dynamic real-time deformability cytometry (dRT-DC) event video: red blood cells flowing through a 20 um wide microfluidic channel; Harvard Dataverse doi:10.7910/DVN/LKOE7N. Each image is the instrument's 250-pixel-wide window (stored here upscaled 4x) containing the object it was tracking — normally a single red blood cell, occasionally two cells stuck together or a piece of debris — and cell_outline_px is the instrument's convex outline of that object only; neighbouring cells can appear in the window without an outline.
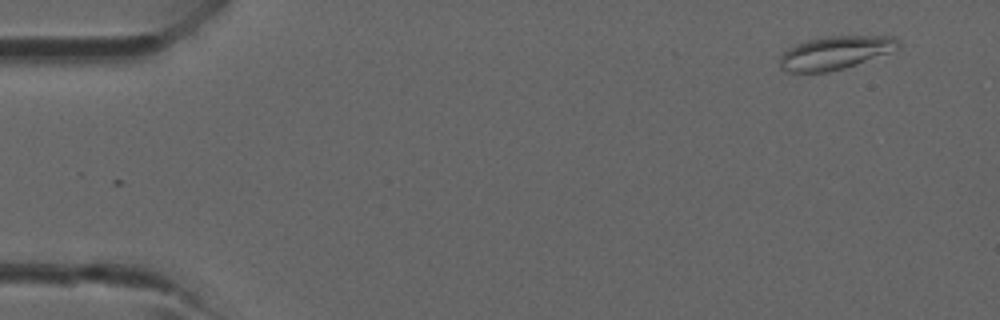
{"species": "common noctule bat (a hibernating species)", "species_latin": "Nyctalus noctula", "temperature_condition": "room temperature", "stored_images_in_passage": 5, "camera_frame_rate_fps": 3000, "um_per_image_px": 0.085, "animal": {"sex": "male", "forearm_length_mm": 52.5}, "frame": {"image": 1, "passage_image": 1, "time_ms": 0.0, "image_size_px": [1000, 320], "cell_outline_px": [[900, 44], [896, 48], [888, 52], [856, 64], [844, 68], [828, 72], [784, 72], [780, 68], [780, 56], [788, 48], [796, 44], [808, 40], [828, 36], [896, 36], [900, 40]], "centroid_in_image_um": [70.96, 4.48], "position_along_channel_um": 14.0, "area_um2": 22.77}}
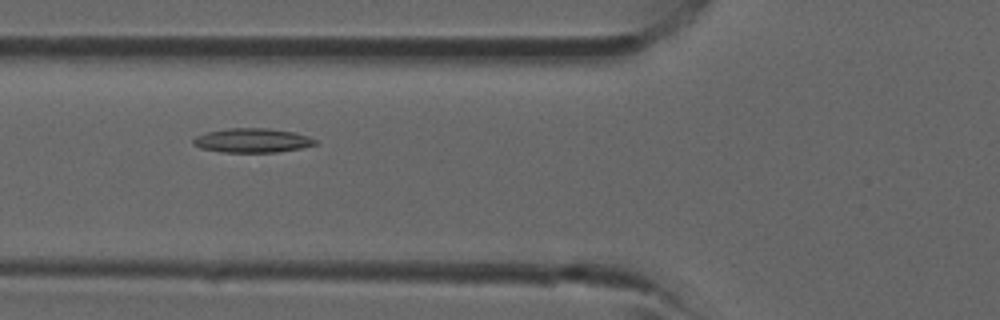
{"frame": {"image": 2, "passage_image": 5, "time_ms": 4.333, "image_size_px": [1000, 320], "cell_outline_px": [[316, 144], [300, 148], [276, 152], [220, 152], [200, 148], [192, 144], [192, 140], [196, 136], [208, 132], [228, 128], [268, 128], [296, 132], [308, 136], [316, 140]], "centroid_in_image_um": [21.43, 11.93], "position_along_channel_um": 104.4, "area_um2": 17.22}}